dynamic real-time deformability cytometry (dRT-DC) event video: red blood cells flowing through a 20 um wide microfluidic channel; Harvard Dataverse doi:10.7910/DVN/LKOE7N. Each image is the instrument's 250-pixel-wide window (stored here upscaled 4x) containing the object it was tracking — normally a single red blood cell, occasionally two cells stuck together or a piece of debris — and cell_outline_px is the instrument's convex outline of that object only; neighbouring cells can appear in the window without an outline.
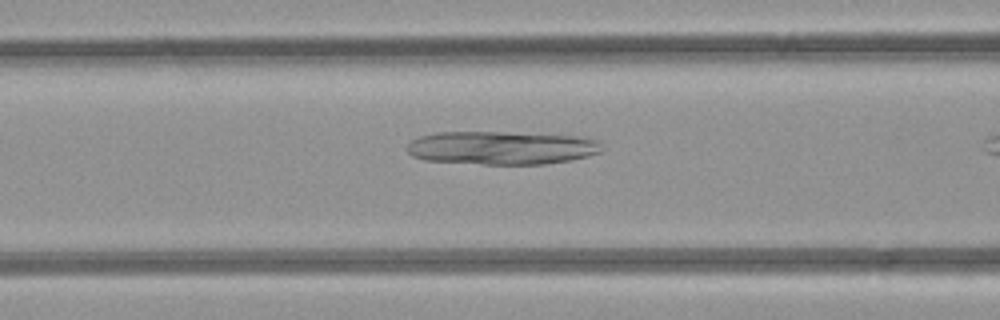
{"species": "common noctule bat (a hibernating species)", "species_latin": "Nyctalus noctula", "temperature_condition": "room temperature", "stored_images_in_passage": 10, "camera_frame_rate_fps": 3000, "um_per_image_px": 0.085, "animal": {"sex": "female", "body_mass_g": 21.9}, "frame": {"image": 1, "passage_image": 9, "time_ms": 2.667, "image_size_px": [1000, 320], "cell_outline_px": [[600, 152], [588, 156], [572, 160], [544, 164], [484, 164], [424, 160], [412, 156], [408, 152], [408, 144], [412, 140], [420, 136], [436, 132], [504, 132], [576, 136], [600, 140]], "centroid_in_image_um": [42.63, 12.56], "position_along_channel_um": 124.0, "area_um2": 37.8}}